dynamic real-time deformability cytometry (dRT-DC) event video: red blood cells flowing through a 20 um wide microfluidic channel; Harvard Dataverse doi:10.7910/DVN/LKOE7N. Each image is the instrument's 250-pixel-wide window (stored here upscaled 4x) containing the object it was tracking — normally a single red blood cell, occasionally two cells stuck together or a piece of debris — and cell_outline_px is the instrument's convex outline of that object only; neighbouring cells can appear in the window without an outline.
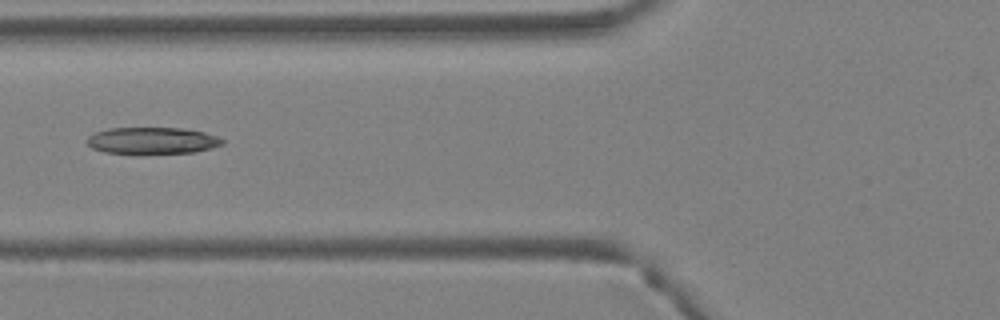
{"species": "Egyptian fruit bat (a non-hibernating species)", "species_latin": "Rousettus aegyptiacus", "temperature_condition": "warm", "stored_images_in_passage": 4, "camera_frame_rate_fps": 3000, "um_per_image_px": 0.085, "animal": {"sex": "female"}, "frame": {"image": 1, "passage_image": 4, "time_ms": 1.0, "image_size_px": [1000, 320], "cell_outline_px": [[224, 144], [212, 148], [192, 152], [140, 156], [136, 156], [104, 152], [92, 148], [84, 140], [88, 136], [96, 132], [108, 128], [180, 128], [204, 132], [216, 136], [224, 140]], "centroid_in_image_um": [12.89, 11.99], "position_along_channel_um": 112.9, "area_um2": 21.91}}